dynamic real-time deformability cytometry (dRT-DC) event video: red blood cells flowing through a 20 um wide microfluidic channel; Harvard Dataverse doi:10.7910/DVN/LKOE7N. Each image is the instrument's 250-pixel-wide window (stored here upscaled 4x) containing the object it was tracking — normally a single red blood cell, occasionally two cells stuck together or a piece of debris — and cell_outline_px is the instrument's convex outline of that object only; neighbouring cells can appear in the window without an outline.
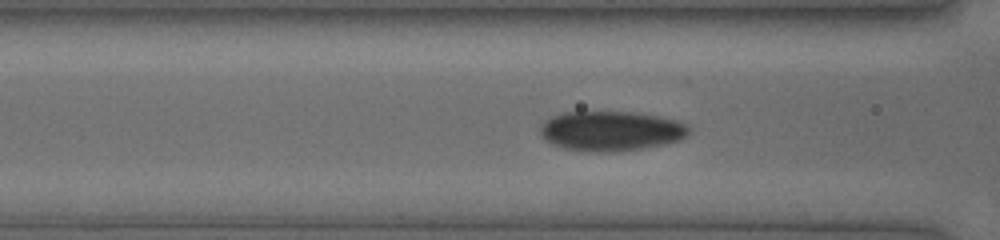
{"species": "human", "species_latin": "Homo sapiens", "temperature_condition": "cold", "stored_images_in_passage": 35, "camera_frame_rate_fps": 3000, "um_per_image_px": 0.085, "donor": {"sex": "female"}, "frame": {"image": 1, "passage_image": 7, "time_ms": 2.0, "image_size_px": [1000, 240], "cell_outline_px": [[688, 136], [680, 140], [664, 144], [616, 152], [596, 152], [564, 148], [544, 140], [540, 132], [540, 128], [544, 120], [552, 116], [564, 112], [632, 112], [656, 116], [676, 120], [684, 124], [688, 128]], "centroid_in_image_um": [51.9, 11.13], "position_along_channel_um": 114.7, "area_um2": 34.28}}
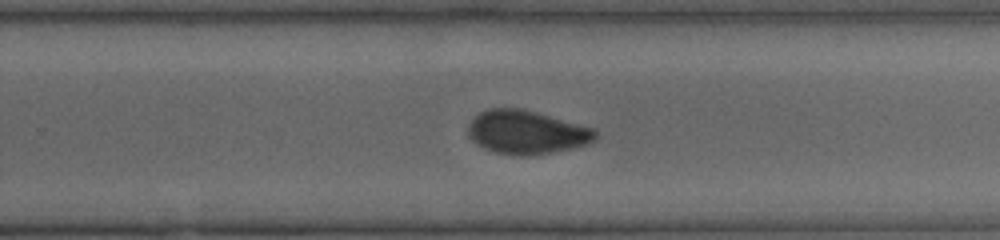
{"frame": {"image": 2, "passage_image": 19, "time_ms": 6.0, "image_size_px": [1000, 240], "cell_outline_px": [[596, 140], [572, 148], [552, 152], [528, 156], [516, 156], [496, 152], [484, 148], [476, 144], [468, 136], [468, 124], [480, 112], [488, 108], [524, 108], [596, 128]], "centroid_in_image_um": [44.76, 11.23], "position_along_channel_um": 285.0, "area_um2": 32.6}}
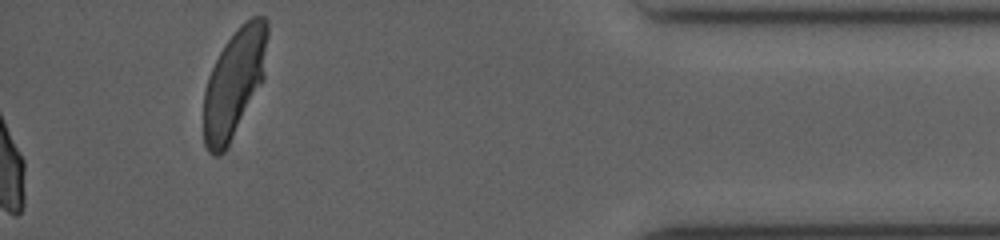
{"frame": {"image": 3, "passage_image": 35, "time_ms": 11.333, "image_size_px": [1000, 240], "cell_outline_px": [[268, 36], [264, 80], [224, 152], [216, 156], [212, 156], [208, 152], [204, 144], [204, 92], [208, 76], [224, 44], [236, 28], [240, 24], [252, 16], [264, 16], [268, 20]], "centroid_in_image_um": [19.92, 7.01], "position_along_channel_um": 415.3, "area_um2": 40.46}}